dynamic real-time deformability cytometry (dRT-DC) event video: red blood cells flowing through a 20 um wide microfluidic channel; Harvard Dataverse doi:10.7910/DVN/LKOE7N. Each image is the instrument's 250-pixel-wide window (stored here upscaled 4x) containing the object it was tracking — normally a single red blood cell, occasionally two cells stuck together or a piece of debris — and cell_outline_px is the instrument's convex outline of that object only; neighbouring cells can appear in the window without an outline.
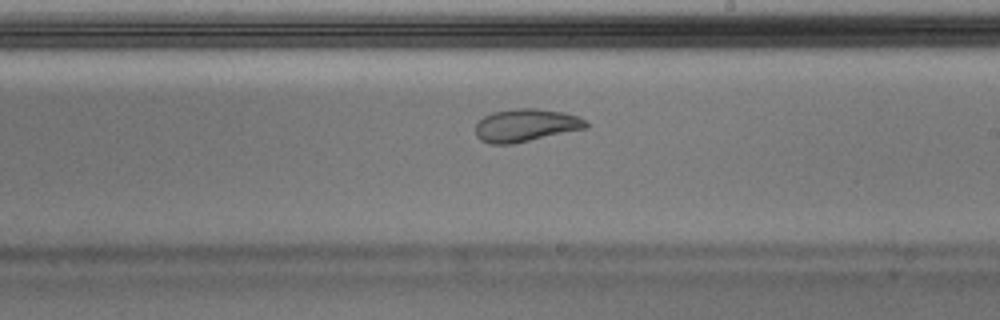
{"species": "Egyptian fruit bat (a non-hibernating species)", "species_latin": "Rousettus aegyptiacus", "temperature_condition": "warm", "stored_images_in_passage": 42, "camera_frame_rate_fps": 3000, "um_per_image_px": 0.085, "animal": {"sex": "male"}, "frame": {"image": 1, "passage_image": 21, "time_ms": 6.667, "image_size_px": [1000, 320], "cell_outline_px": [[588, 128], [512, 144], [492, 144], [480, 140], [476, 136], [476, 124], [484, 116], [492, 112], [516, 108], [536, 108], [564, 112], [576, 116], [584, 120], [588, 124]], "centroid_in_image_um": [44.68, 10.65], "position_along_channel_um": 244.3, "area_um2": 21.1}}
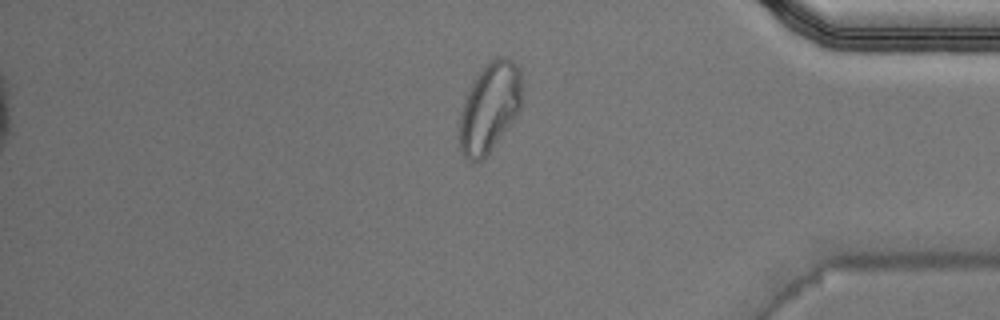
{"frame": {"image": 2, "passage_image": 34, "time_ms": 11.0, "image_size_px": [1000, 320], "cell_outline_px": [[520, 108], [516, 116], [492, 148], [480, 160], [472, 164], [460, 152], [460, 112], [468, 92], [472, 84], [488, 60], [496, 56], [508, 56], [520, 68]], "centroid_in_image_um": [41.61, 9.12], "position_along_channel_um": 393.6, "area_um2": 32.19}}
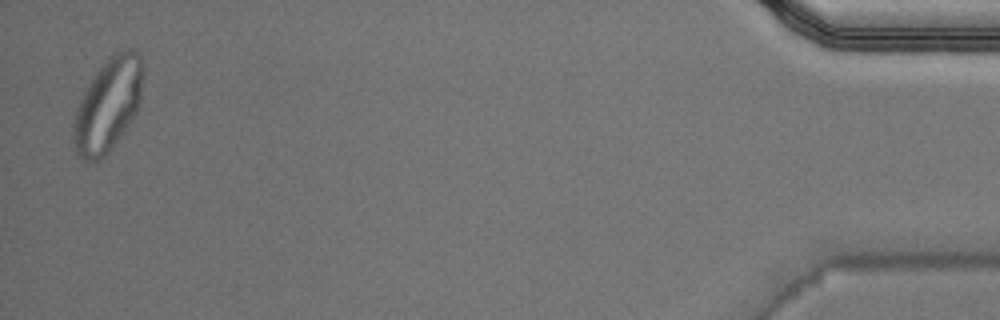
{"frame": {"image": 3, "passage_image": 41, "time_ms": 13.333, "image_size_px": [1000, 320], "cell_outline_px": [[144, 72], [140, 104], [132, 120], [112, 148], [100, 160], [84, 160], [76, 152], [72, 136], [72, 124], [76, 108], [88, 84], [96, 72], [116, 52], [124, 48], [132, 48], [140, 56], [144, 64]], "centroid_in_image_um": [9.2, 8.91], "position_along_channel_um": 426.0, "area_um2": 37.86}, "authors_computed_cell_mechanics": {"area_um2": 21.9351, "velocity_mm_per_s": 4.0185, "shape_relaxation_time_tau1_ms": 6.2234, "shape_relaxation_time_tau2_ms": 1.2555, "deformation_change_tau1": 0.247, "deformation_change_tau2": 0.0708}}